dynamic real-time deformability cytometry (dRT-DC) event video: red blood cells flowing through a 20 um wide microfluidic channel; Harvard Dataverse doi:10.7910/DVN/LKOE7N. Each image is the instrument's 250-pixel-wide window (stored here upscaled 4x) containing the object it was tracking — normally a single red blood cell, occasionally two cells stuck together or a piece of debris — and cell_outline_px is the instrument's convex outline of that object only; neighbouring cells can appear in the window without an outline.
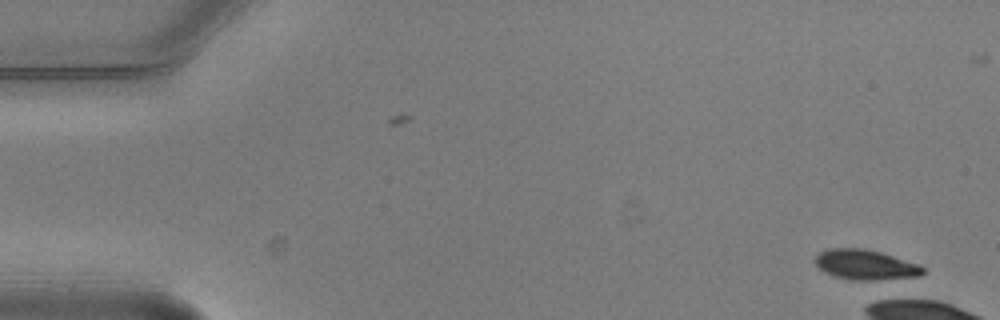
{"species": "common noctule bat (a hibernating species)", "species_latin": "Nyctalus noctula", "temperature_condition": "warm", "stored_images_in_passage": 2, "camera_frame_rate_fps": 3000, "um_per_image_px": 0.085, "animal": {"sex": "male", "body_mass_g": 20.5, "forearm_length_mm": 52.5}, "frame": {"image": 1, "passage_image": 2, "time_ms": 0.333, "image_size_px": [1000, 320], "cell_outline_px": [[924, 272], [920, 276], [876, 280], [852, 280], [836, 276], [824, 272], [816, 264], [816, 256], [820, 252], [828, 248], [864, 248], [880, 252], [920, 264], [924, 268]], "centroid_in_image_um": [73.59, 22.5], "position_along_channel_um": 11.4, "area_um2": 18.79}}